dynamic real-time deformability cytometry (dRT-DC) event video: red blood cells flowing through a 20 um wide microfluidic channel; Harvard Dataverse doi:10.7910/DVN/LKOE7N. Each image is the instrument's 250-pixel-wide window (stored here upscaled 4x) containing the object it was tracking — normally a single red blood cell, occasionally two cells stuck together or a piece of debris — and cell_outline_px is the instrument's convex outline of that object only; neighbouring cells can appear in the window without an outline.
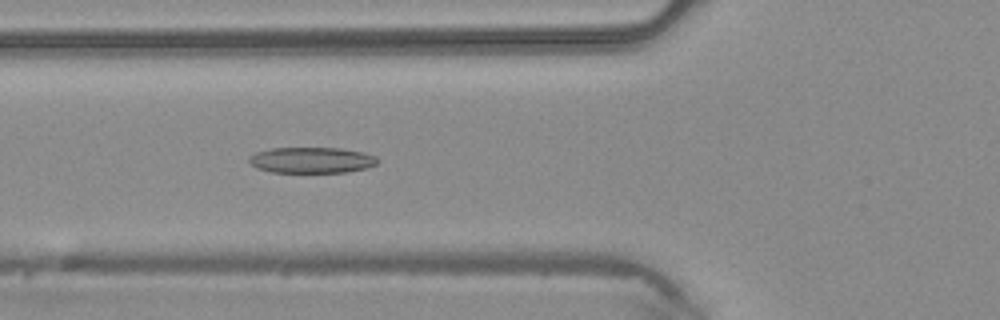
{"species": "common noctule bat (a hibernating species)", "species_latin": "Nyctalus noctula", "temperature_condition": "warm", "stored_images_in_passage": 45, "camera_frame_rate_fps": 3000, "um_per_image_px": 0.085, "animal": {"sex": "male", "body_mass_g": 20.4}, "frame": {"image": 1, "passage_image": 17, "time_ms": 5.333, "image_size_px": [1000, 320], "cell_outline_px": [[380, 160], [376, 164], [364, 168], [348, 172], [272, 172], [256, 168], [248, 160], [248, 156], [256, 152], [272, 148], [340, 148], [364, 152], [376, 156]], "centroid_in_image_um": [26.49, 13.6], "position_along_channel_um": 99.3, "area_um2": 19.42}}
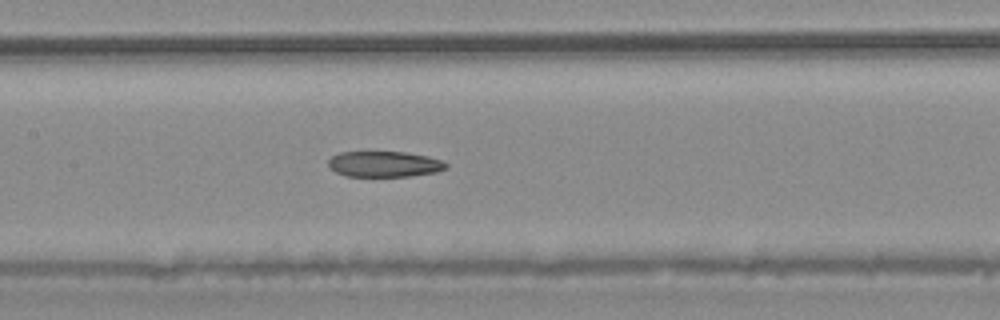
{"frame": {"image": 2, "passage_image": 22, "time_ms": 7.0, "image_size_px": [1000, 320], "cell_outline_px": [[448, 168], [436, 172], [408, 176], [348, 176], [336, 172], [328, 164], [328, 160], [332, 156], [340, 152], [404, 152], [428, 156], [444, 160], [448, 164]], "centroid_in_image_um": [32.71, 13.94], "position_along_channel_um": 174.7, "area_um2": 17.63}}
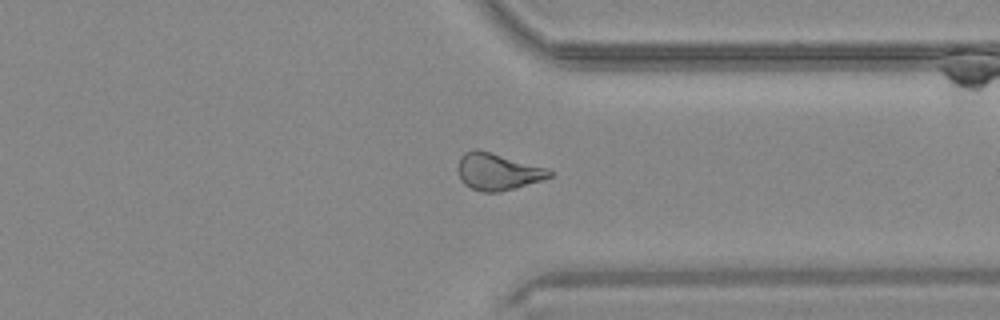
{"frame": {"image": 3, "passage_image": 35, "time_ms": 11.333, "image_size_px": [1000, 320], "cell_outline_px": [[552, 176], [544, 180], [516, 188], [500, 192], [484, 192], [472, 188], [464, 184], [460, 180], [456, 168], [460, 156], [464, 152], [472, 148], [476, 148], [548, 168], [552, 172]], "centroid_in_image_um": [42.28, 14.58], "position_along_channel_um": 369.1, "area_um2": 20.0}}